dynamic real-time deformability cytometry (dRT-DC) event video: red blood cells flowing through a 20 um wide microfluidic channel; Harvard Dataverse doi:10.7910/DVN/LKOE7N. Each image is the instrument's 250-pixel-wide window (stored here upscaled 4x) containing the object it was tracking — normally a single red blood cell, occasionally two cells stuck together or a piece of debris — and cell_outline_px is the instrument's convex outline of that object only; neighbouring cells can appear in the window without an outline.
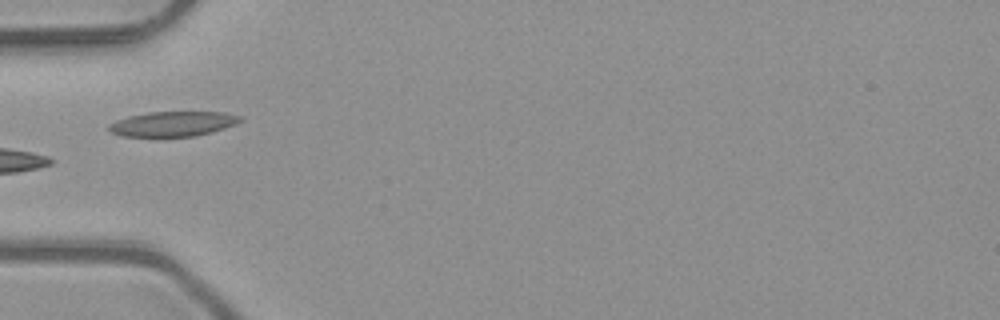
{"species": "common noctule bat (a hibernating species)", "species_latin": "Nyctalus noctula", "temperature_condition": "room temperature", "stored_images_in_passage": 4, "camera_frame_rate_fps": 3000, "um_per_image_px": 0.085, "animal": {"sex": "male", "body_mass_g": 23.1, "forearm_length_mm": 52.7}, "frame": {"image": 1, "passage_image": 4, "time_ms": 1.0, "image_size_px": [1000, 320], "cell_outline_px": [[244, 120], [236, 124], [212, 132], [196, 136], [160, 140], [120, 136], [112, 132], [108, 128], [108, 124], [116, 120], [128, 116], [148, 112], [224, 112], [244, 116]], "centroid_in_image_um": [14.67, 10.58], "position_along_channel_um": 70.3, "area_um2": 20.29}}